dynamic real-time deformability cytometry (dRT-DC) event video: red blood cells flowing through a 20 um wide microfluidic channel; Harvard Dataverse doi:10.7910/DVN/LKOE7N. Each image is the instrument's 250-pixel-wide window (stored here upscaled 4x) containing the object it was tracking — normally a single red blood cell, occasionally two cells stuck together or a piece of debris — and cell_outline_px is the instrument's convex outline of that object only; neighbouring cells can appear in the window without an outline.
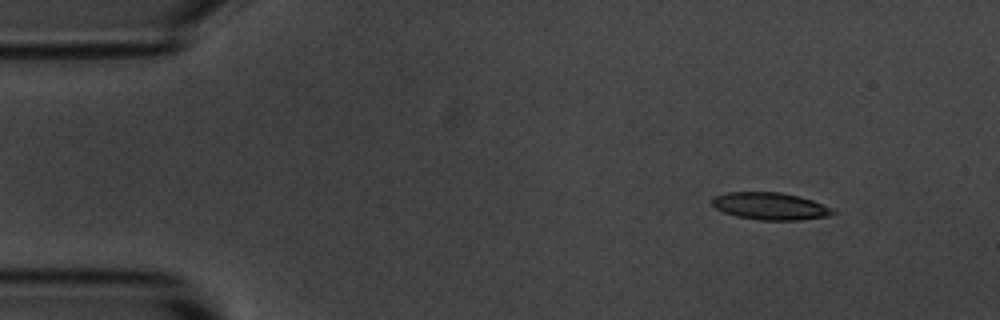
{"species": "common noctule bat (a hibernating species)", "species_latin": "Nyctalus noctula", "temperature_condition": "room temperature", "stored_images_in_passage": 8, "camera_frame_rate_fps": 3000, "um_per_image_px": 0.085, "animal": {"sex": "male", "body_mass_g": 20.1, "forearm_length_mm": 53.5}, "frame": {"image": 1, "passage_image": 2, "time_ms": 1.333, "image_size_px": [1000, 320], "cell_outline_px": [[836, 212], [828, 216], [800, 220], [760, 220], [736, 216], [724, 212], [716, 208], [712, 204], [712, 196], [724, 192], [780, 192], [800, 196], [812, 200], [832, 208]], "centroid_in_image_um": [65.45, 17.51], "position_along_channel_um": 19.6, "area_um2": 19.25}}
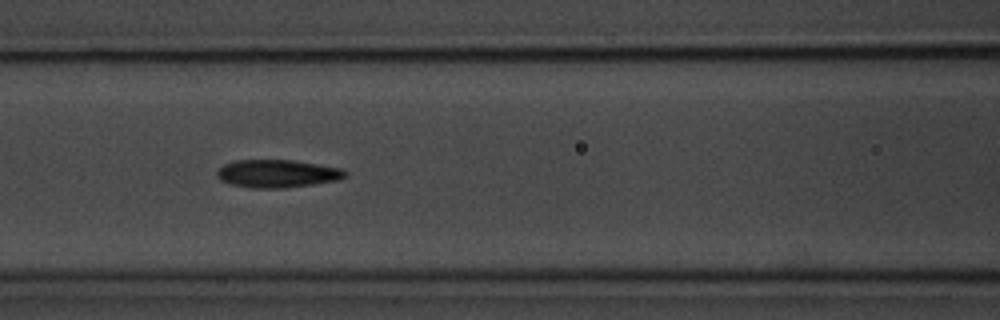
{"frame": {"image": 2, "passage_image": 7, "time_ms": 7.0, "image_size_px": [1000, 320], "cell_outline_px": [[348, 176], [340, 180], [284, 188], [252, 188], [228, 184], [220, 180], [216, 176], [216, 172], [224, 164], [236, 160], [292, 160], [344, 168], [348, 172]], "centroid_in_image_um": [23.6, 14.76], "position_along_channel_um": 143.0, "area_um2": 21.1}}
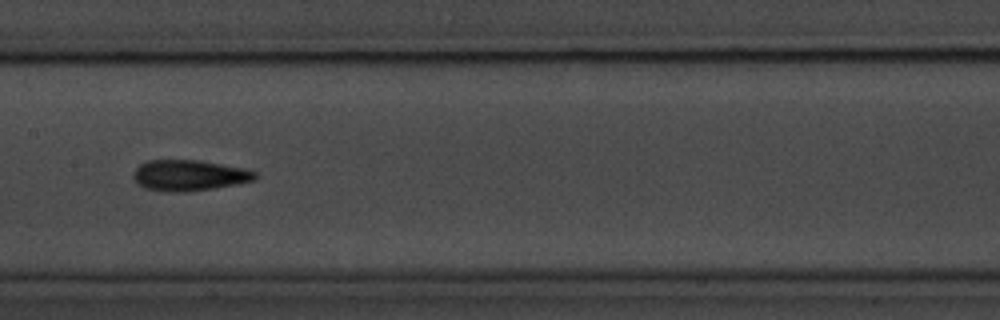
{"frame": {"image": 3, "passage_image": 8, "time_ms": 8.333, "image_size_px": [1000, 320], "cell_outline_px": [[256, 180], [236, 184], [212, 188], [184, 192], [164, 192], [144, 188], [136, 184], [132, 176], [132, 172], [140, 164], [148, 160], [200, 160], [244, 168], [256, 172]], "centroid_in_image_um": [16.03, 14.91], "position_along_channel_um": 191.4, "area_um2": 22.08}}